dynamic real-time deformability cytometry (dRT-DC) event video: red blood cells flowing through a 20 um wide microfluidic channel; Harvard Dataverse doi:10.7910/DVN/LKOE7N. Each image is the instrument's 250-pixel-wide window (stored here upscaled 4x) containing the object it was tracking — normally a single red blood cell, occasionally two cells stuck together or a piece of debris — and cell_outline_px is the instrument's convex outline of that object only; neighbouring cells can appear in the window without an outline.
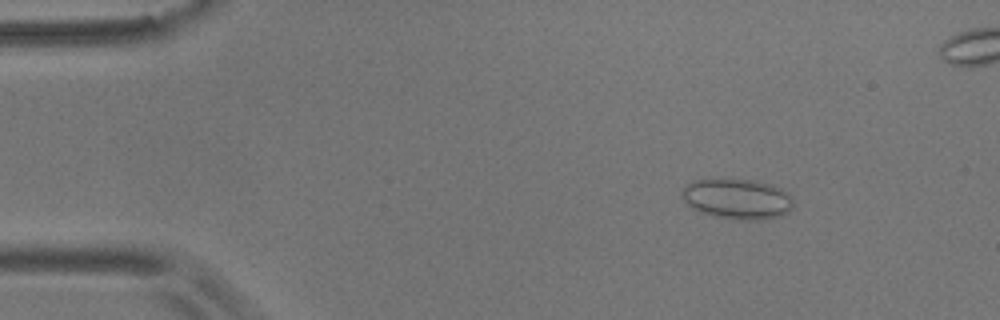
{"species": "common noctule bat (a hibernating species)", "species_latin": "Nyctalus noctula", "temperature_condition": "room temperature", "stored_images_in_passage": 56, "camera_frame_rate_fps": 3000, "um_per_image_px": 0.085, "animal": {"sex": "male", "body_mass_g": 17.9}, "frame": {"image": 1, "passage_image": 7, "time_ms": 2.0, "image_size_px": [1000, 320], "cell_outline_px": [[792, 208], [788, 212], [780, 216], [760, 220], [732, 220], [712, 216], [700, 212], [692, 208], [684, 200], [684, 188], [692, 180], [704, 176], [756, 180], [772, 184], [788, 192], [792, 196]], "centroid_in_image_um": [62.66, 16.87], "position_along_channel_um": 22.3, "area_um2": 27.11}}
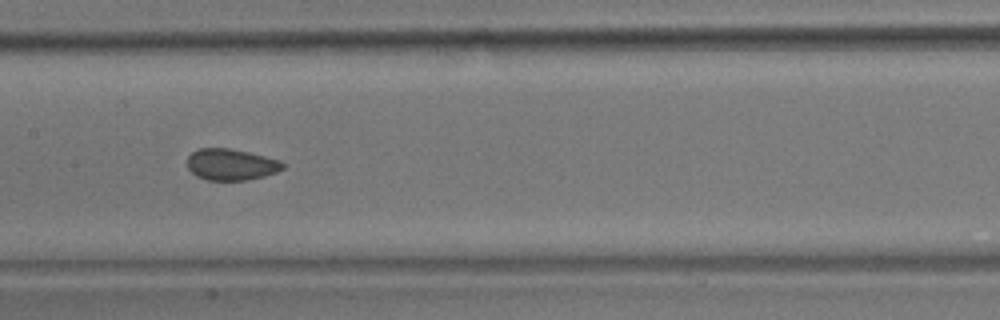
{"frame": {"image": 2, "passage_image": 27, "time_ms": 8.667, "image_size_px": [1000, 320], "cell_outline_px": [[284, 168], [276, 172], [264, 176], [248, 180], [208, 180], [196, 176], [188, 168], [188, 156], [192, 152], [200, 148], [228, 148], [248, 152], [280, 160], [284, 164]], "centroid_in_image_um": [19.64, 13.98], "position_along_channel_um": 187.8, "area_um2": 17.4}}
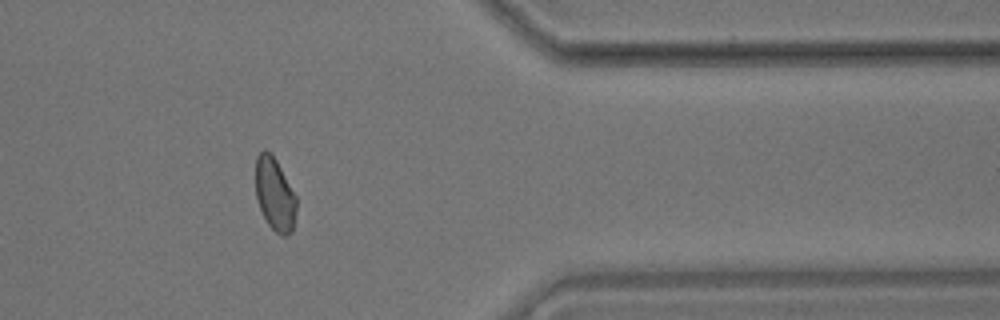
{"frame": {"image": 3, "passage_image": 45, "time_ms": 14.667, "image_size_px": [1000, 320], "cell_outline_px": [[296, 212], [292, 232], [284, 236], [280, 236], [268, 224], [260, 208], [256, 196], [256, 156], [264, 148], [272, 152], [296, 196]], "centroid_in_image_um": [23.36, 16.49], "position_along_channel_um": 388.0, "area_um2": 17.4}, "authors_computed_cell_mechanics": {"area_um2": 18.207, "velocity_mm_per_s": 3.6379, "shape_relaxation_time_tau1_ms": null, "shape_relaxation_time_tau2_ms": 1.7648, "deformation_change_tau1": null, "deformation_change_tau2": 0.0454}}